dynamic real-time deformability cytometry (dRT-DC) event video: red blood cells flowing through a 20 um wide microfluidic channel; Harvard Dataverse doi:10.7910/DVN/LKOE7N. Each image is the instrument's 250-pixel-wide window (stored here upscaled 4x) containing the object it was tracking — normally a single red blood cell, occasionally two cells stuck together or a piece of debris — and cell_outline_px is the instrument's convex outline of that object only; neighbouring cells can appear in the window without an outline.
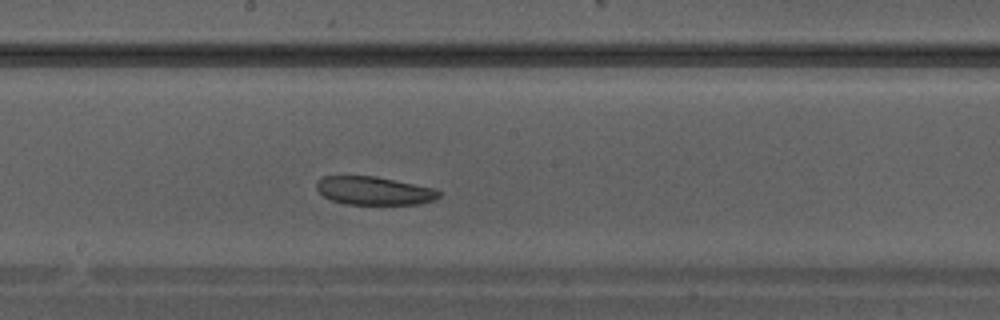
{"species": "Egyptian fruit bat (a non-hibernating species)", "species_latin": "Rousettus aegyptiacus", "temperature_condition": "warm", "stored_images_in_passage": 30, "camera_frame_rate_fps": 3000, "um_per_image_px": 0.085, "animal": {"sex": "male"}, "frame": {"image": 1, "passage_image": 13, "time_ms": 4.0, "image_size_px": [1000, 320], "cell_outline_px": [[440, 196], [432, 200], [420, 204], [344, 204], [332, 200], [324, 196], [316, 188], [316, 180], [324, 176], [376, 176], [436, 188], [440, 192]], "centroid_in_image_um": [31.79, 16.2], "position_along_channel_um": 216.4, "area_um2": 20.23}}